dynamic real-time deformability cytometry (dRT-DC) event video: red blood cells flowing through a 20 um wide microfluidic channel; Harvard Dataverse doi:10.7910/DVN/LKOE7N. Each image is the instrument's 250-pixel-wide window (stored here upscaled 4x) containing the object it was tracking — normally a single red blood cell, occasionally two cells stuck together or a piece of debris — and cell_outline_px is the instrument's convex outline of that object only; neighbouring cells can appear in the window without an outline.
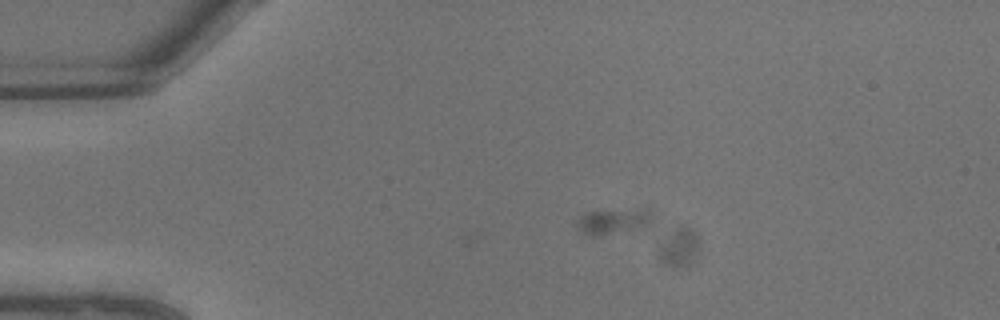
{"species": "common noctule bat (a hibernating species)", "species_latin": "Nyctalus noctula", "temperature_condition": "warm", "stored_images_in_passage": 11, "camera_frame_rate_fps": 3000, "um_per_image_px": 0.085, "animal": {"sex": "male", "body_mass_g": 13.3}, "frame": {"image": 1, "passage_image": 5, "time_ms": 1.333, "image_size_px": [1000, 320], "cell_outline_px": [[656, 224], [652, 228], [600, 236], [588, 236], [580, 232], [576, 228], [576, 220], [584, 212], [648, 212], [656, 220]], "centroid_in_image_um": [52.15, 18.93], "position_along_channel_um": 32.9, "area_um2": 11.33}}